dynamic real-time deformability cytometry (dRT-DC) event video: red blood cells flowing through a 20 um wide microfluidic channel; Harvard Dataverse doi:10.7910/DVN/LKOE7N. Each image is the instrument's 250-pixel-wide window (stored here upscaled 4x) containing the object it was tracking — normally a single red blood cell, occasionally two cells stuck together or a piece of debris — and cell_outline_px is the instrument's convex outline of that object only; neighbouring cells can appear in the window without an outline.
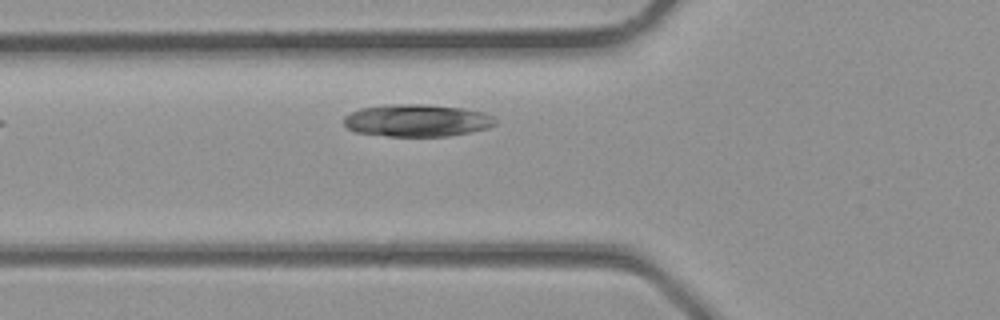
{"species": "common noctule bat (a hibernating species)", "species_latin": "Nyctalus noctula", "temperature_condition": "room temperature", "stored_images_in_passage": 2, "camera_frame_rate_fps": 3000, "um_per_image_px": 0.085, "animal": {"sex": "male", "body_mass_g": 23.1, "forearm_length_mm": 52.7}, "frame": {"image": 1, "passage_image": 2, "time_ms": 0.333, "image_size_px": [1000, 320], "cell_outline_px": [[500, 120], [496, 124], [488, 128], [448, 136], [388, 136], [356, 132], [348, 128], [344, 124], [344, 116], [360, 108], [388, 104], [424, 104], [464, 108], [484, 112]], "centroid_in_image_um": [35.47, 10.23], "position_along_channel_um": 90.3, "area_um2": 28.67}}